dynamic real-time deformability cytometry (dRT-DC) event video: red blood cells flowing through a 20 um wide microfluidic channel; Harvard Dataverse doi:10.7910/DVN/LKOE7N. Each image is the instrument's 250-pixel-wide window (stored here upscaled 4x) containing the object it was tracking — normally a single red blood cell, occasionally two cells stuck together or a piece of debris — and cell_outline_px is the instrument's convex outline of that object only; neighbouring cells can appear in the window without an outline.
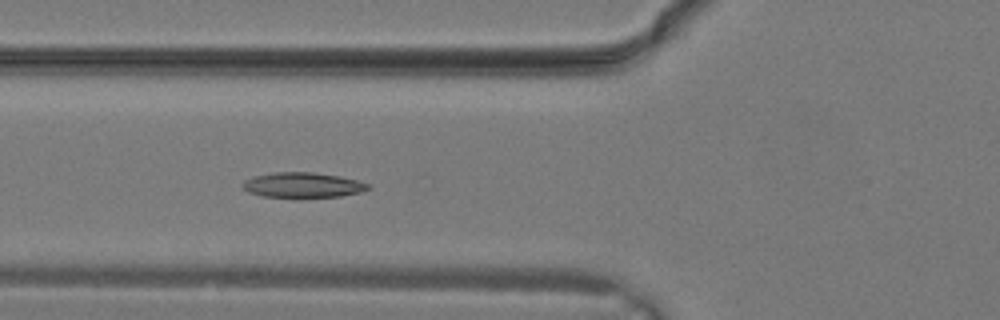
{"species": "common noctule bat (a hibernating species)", "species_latin": "Nyctalus noctula", "temperature_condition": "warm", "stored_images_in_passage": 12, "camera_frame_rate_fps": 3000, "um_per_image_px": 0.085, "animal": {"sex": "male", "body_mass_g": 19.2, "forearm_length_mm": 51.8}, "frame": {"image": 1, "passage_image": 12, "time_ms": 3.667, "image_size_px": [1000, 320], "cell_outline_px": [[372, 188], [360, 192], [340, 196], [264, 196], [248, 192], [240, 184], [244, 180], [252, 176], [272, 172], [312, 172], [340, 176], [356, 180], [368, 184]], "centroid_in_image_um": [25.7, 15.7], "position_along_channel_um": 100.1, "area_um2": 18.09}}